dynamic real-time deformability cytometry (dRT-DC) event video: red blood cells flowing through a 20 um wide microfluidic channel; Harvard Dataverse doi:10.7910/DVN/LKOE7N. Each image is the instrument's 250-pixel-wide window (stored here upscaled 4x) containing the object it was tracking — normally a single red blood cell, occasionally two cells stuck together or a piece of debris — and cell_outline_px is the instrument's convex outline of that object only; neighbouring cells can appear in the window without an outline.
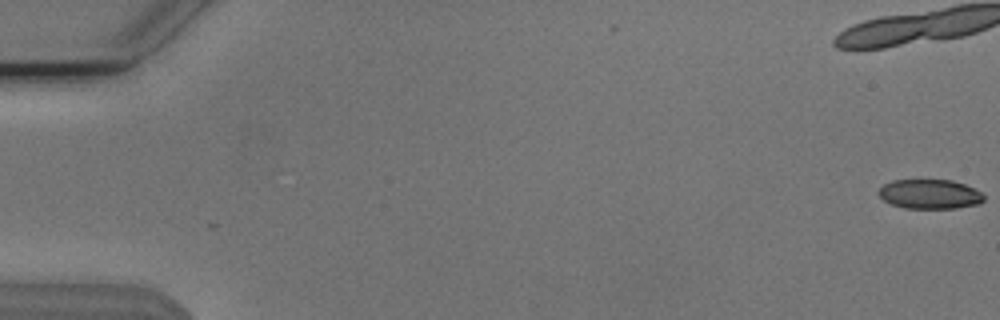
{"species": "Egyptian fruit bat (a non-hibernating species)", "species_latin": "Rousettus aegyptiacus", "temperature_condition": "cold", "stored_images_in_passage": 22, "camera_frame_rate_fps": 3000, "um_per_image_px": 0.085, "animal": {"sex": "male"}, "frame": {"image": 1, "passage_image": 1, "time_ms": 0.0, "image_size_px": [1000, 320], "cell_outline_px": [[984, 200], [980, 204], [956, 208], [904, 208], [892, 204], [884, 200], [880, 196], [880, 188], [884, 184], [892, 180], [952, 180], [964, 184], [980, 192], [984, 196]], "centroid_in_image_um": [79.05, 16.5], "position_along_channel_um": 5.9, "area_um2": 17.92}}